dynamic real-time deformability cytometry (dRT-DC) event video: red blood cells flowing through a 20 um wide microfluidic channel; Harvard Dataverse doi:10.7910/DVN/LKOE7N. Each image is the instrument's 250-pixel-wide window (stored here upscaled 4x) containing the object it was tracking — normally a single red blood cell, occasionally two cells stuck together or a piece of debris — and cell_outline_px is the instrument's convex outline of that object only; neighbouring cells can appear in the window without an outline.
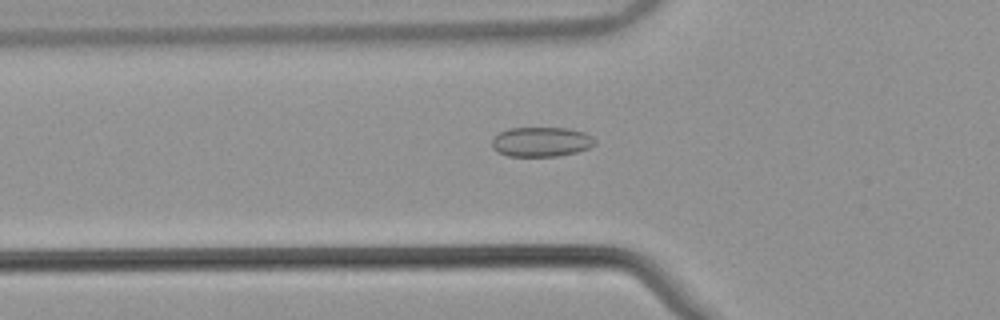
{"species": "common noctule bat (a hibernating species)", "species_latin": "Nyctalus noctula", "temperature_condition": "warm", "stored_images_in_passage": 48, "camera_frame_rate_fps": 3000, "um_per_image_px": 0.085, "animal": {"sex": "male", "body_mass_g": 21.5, "forearm_length_mm": 52.0}, "frame": {"image": 1, "passage_image": 19, "time_ms": 6.0, "image_size_px": [1000, 320], "cell_outline_px": [[596, 144], [588, 148], [576, 152], [556, 156], [508, 156], [492, 148], [492, 140], [500, 132], [508, 128], [568, 128], [584, 132], [592, 136], [596, 140]], "centroid_in_image_um": [46.03, 12.05], "position_along_channel_um": 79.8, "area_um2": 17.74}}
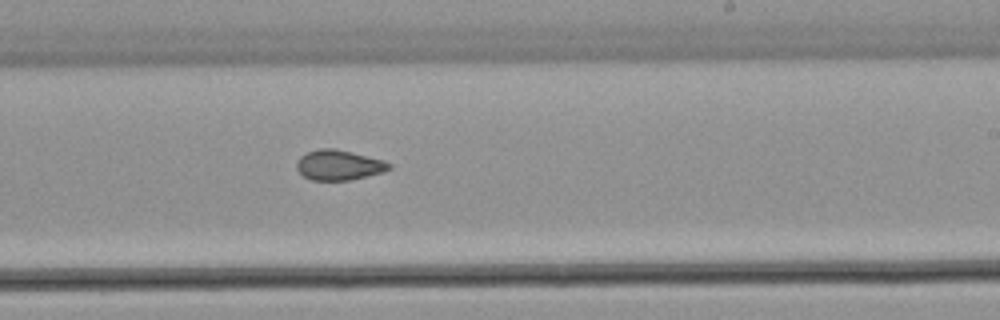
{"frame": {"image": 2, "passage_image": 33, "time_ms": 10.667, "image_size_px": [1000, 320], "cell_outline_px": [[392, 168], [384, 172], [348, 180], [312, 180], [304, 176], [296, 168], [296, 164], [300, 156], [308, 152], [320, 148], [336, 148], [384, 160], [392, 164]], "centroid_in_image_um": [28.82, 14.02], "position_along_channel_um": 260.2, "area_um2": 16.24}}
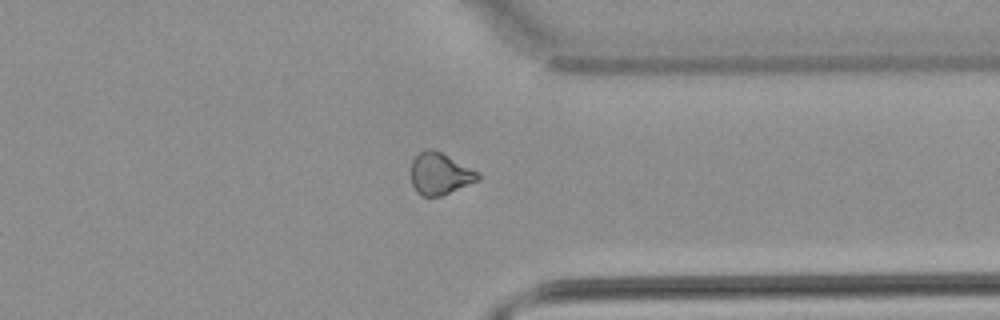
{"frame": {"image": 3, "passage_image": 42, "time_ms": 13.667, "image_size_px": [1000, 320], "cell_outline_px": [[480, 180], [440, 196], [420, 196], [416, 192], [412, 184], [412, 160], [420, 152], [428, 148], [432, 148], [480, 172]], "centroid_in_image_um": [37.4, 14.77], "position_along_channel_um": 374.0, "area_um2": 16.24}}